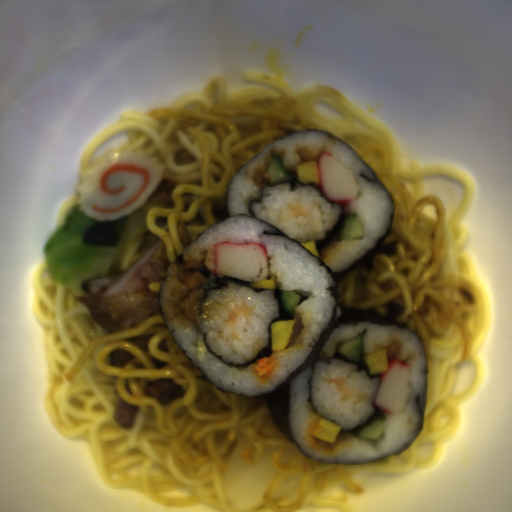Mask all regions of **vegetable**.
<instances>
[{
	"label": "vegetable",
	"instance_id": "1",
	"mask_svg": "<svg viewBox=\"0 0 512 512\" xmlns=\"http://www.w3.org/2000/svg\"><path fill=\"white\" fill-rule=\"evenodd\" d=\"M156 206H174L171 182L161 180L136 210L112 221L95 220L79 204L42 243L50 275L74 294L83 293L90 277L131 270L137 260L161 238L146 226L148 212Z\"/></svg>",
	"mask_w": 512,
	"mask_h": 512
}]
</instances>
